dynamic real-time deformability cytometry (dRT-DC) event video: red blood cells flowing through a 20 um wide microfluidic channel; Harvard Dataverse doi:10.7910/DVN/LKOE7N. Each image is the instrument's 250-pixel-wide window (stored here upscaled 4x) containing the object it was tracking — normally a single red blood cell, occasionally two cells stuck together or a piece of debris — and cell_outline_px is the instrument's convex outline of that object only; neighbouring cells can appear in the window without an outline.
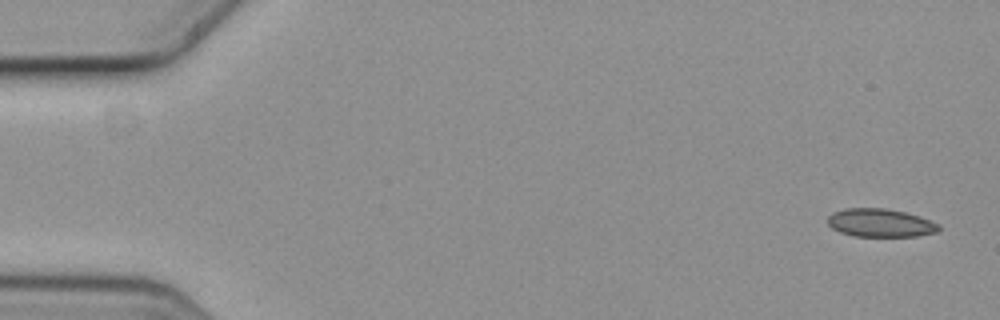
{"species": "common noctule bat (a hibernating species)", "species_latin": "Nyctalus noctula", "temperature_condition": "cold", "stored_images_in_passage": 5, "camera_frame_rate_fps": 3000, "um_per_image_px": 0.085, "animal": {"sex": "female", "body_mass_g": 19.3, "forearm_length_mm": 54.1}, "frame": {"image": 1, "passage_image": 1, "time_ms": 0.0, "image_size_px": [1000, 320], "cell_outline_px": [[940, 228], [936, 232], [916, 236], [852, 236], [840, 232], [832, 228], [828, 224], [828, 216], [832, 212], [844, 208], [884, 208], [904, 212], [920, 216], [940, 224]], "centroid_in_image_um": [74.81, 18.94], "position_along_channel_um": 10.2, "area_um2": 18.32}}
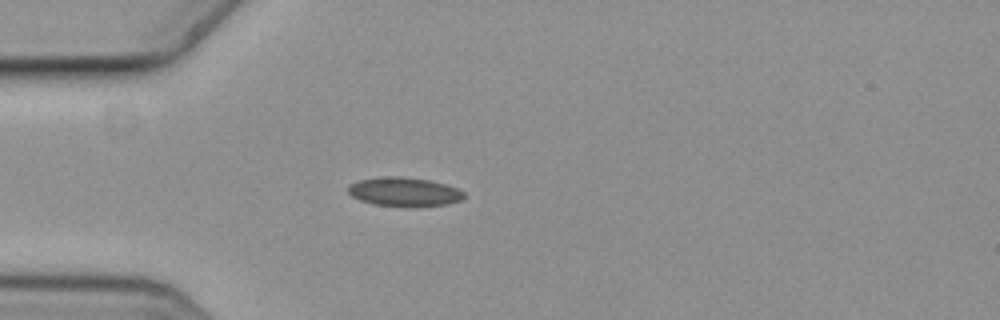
{"frame": {"image": 2, "passage_image": 5, "time_ms": 1.333, "image_size_px": [1000, 320], "cell_outline_px": [[464, 196], [460, 200], [448, 204], [412, 208], [408, 208], [372, 204], [360, 200], [352, 196], [348, 192], [348, 184], [360, 180], [388, 176], [400, 176], [428, 180], [448, 184], [464, 192]], "centroid_in_image_um": [34.36, 16.33], "position_along_channel_um": 50.6, "area_um2": 19.88}}